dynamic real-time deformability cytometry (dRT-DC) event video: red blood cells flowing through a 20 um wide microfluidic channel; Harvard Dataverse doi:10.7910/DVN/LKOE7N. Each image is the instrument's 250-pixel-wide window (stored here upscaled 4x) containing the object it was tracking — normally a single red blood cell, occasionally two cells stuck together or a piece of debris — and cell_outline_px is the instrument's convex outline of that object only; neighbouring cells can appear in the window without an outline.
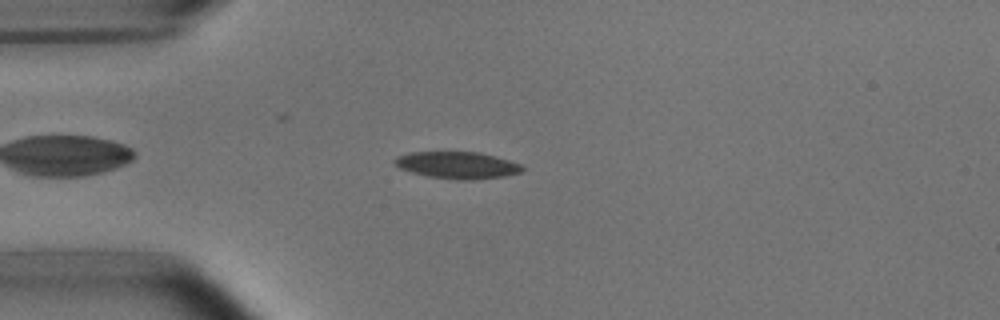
{"species": "common noctule bat (a hibernating species)", "species_latin": "Nyctalus noctula", "temperature_condition": "room temperature", "stored_images_in_passage": 3, "camera_frame_rate_fps": 3000, "um_per_image_px": 0.085, "animal": {"sex": "male", "body_mass_g": 15.6}, "frame": {"image": 1, "passage_image": 3, "time_ms": 0.667, "image_size_px": [1000, 320], "cell_outline_px": [[524, 168], [520, 172], [504, 176], [472, 180], [460, 180], [428, 176], [412, 172], [400, 168], [392, 164], [392, 160], [396, 156], [408, 152], [480, 152], [508, 160], [520, 164]], "centroid_in_image_um": [38.81, 14.03], "position_along_channel_um": 46.2, "area_um2": 20.0}}